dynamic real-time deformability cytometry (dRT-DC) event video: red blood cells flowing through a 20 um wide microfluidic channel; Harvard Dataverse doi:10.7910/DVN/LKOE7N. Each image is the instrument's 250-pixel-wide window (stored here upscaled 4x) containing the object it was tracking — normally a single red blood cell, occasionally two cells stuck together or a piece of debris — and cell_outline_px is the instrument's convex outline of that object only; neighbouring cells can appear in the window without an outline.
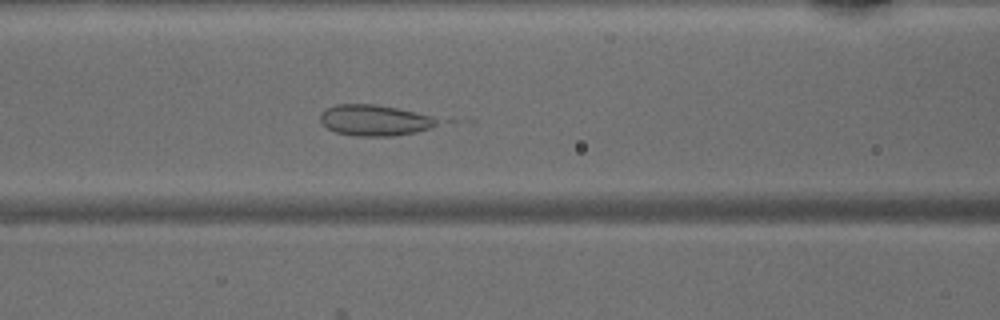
{"species": "common noctule bat (a hibernating species)", "species_latin": "Nyctalus noctula", "temperature_condition": "warm", "stored_images_in_passage": 48, "camera_frame_rate_fps": 3000, "um_per_image_px": 0.085, "animal": {"sex": "male", "body_mass_g": 15.6}, "frame": {"image": 1, "passage_image": 20, "time_ms": 6.333, "image_size_px": [1000, 320], "cell_outline_px": [[440, 120], [436, 124], [428, 128], [416, 132], [392, 136], [356, 136], [336, 132], [328, 128], [320, 120], [320, 112], [324, 108], [336, 104], [372, 104], [396, 108], [416, 112], [432, 116]], "centroid_in_image_um": [31.8, 10.21], "position_along_channel_um": 134.8, "area_um2": 21.04}}
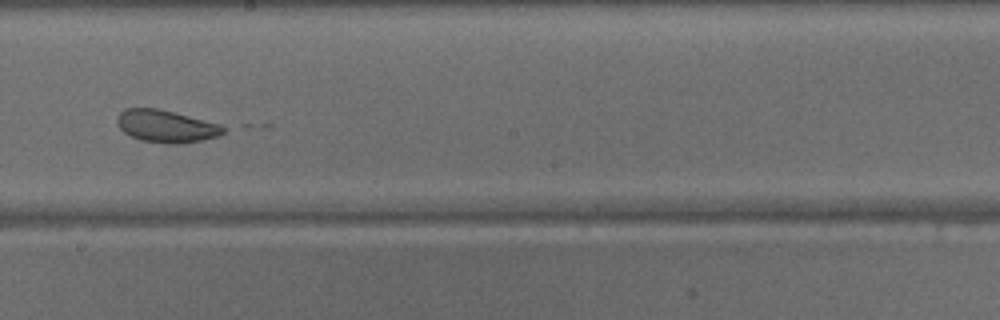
{"frame": {"image": 2, "passage_image": 27, "time_ms": 8.667, "image_size_px": [1000, 320], "cell_outline_px": [[232, 128], [216, 136], [204, 140], [180, 144], [176, 144], [140, 140], [124, 132], [120, 128], [116, 120], [116, 116], [124, 108], [160, 108], [220, 124]], "centroid_in_image_um": [14.16, 10.72], "position_along_channel_um": 234.0, "area_um2": 20.23}}
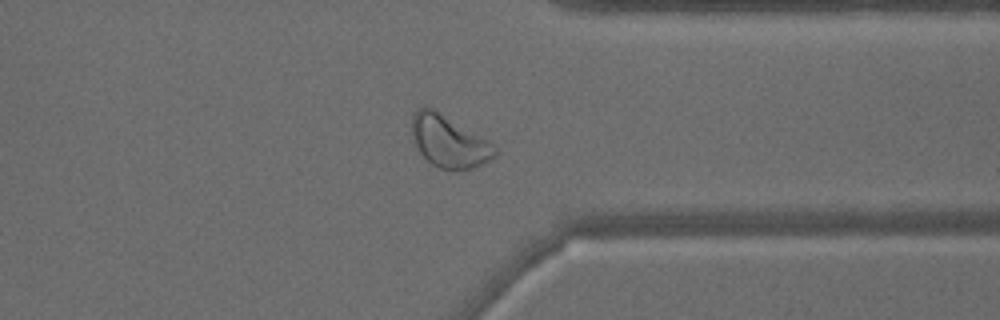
{"frame": {"image": 3, "passage_image": 37, "time_ms": 12.0, "image_size_px": [1000, 320], "cell_outline_px": [[496, 156], [472, 168], [440, 168], [432, 164], [420, 152], [412, 136], [412, 116], [420, 108], [432, 108], [488, 140], [496, 148]], "centroid_in_image_um": [38.15, 12.01], "position_along_channel_um": 373.2, "area_um2": 24.22}}